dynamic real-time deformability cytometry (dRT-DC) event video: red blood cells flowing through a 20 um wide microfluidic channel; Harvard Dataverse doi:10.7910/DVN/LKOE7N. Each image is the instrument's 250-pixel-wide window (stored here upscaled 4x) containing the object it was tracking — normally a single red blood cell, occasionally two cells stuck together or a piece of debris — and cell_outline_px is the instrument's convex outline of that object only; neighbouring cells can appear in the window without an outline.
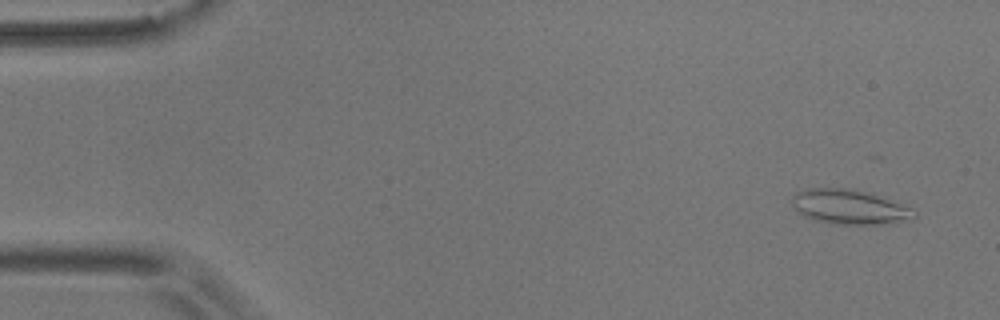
{"species": "common noctule bat (a hibernating species)", "species_latin": "Nyctalus noctula", "temperature_condition": "room temperature", "stored_images_in_passage": 17, "camera_frame_rate_fps": 3000, "um_per_image_px": 0.085, "animal": {"sex": "male", "body_mass_g": 17.9}, "frame": {"image": 1, "passage_image": 3, "time_ms": 0.667, "image_size_px": [1000, 320], "cell_outline_px": [[916, 216], [912, 220], [892, 224], [836, 224], [816, 220], [804, 216], [792, 208], [792, 196], [796, 192], [808, 188], [856, 188], [872, 192], [912, 208], [916, 212]], "centroid_in_image_um": [72.24, 17.58], "position_along_channel_um": 12.8, "area_um2": 25.26}}